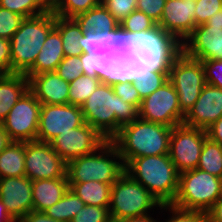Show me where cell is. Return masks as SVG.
<instances>
[{
    "label": "cell",
    "instance_id": "6da1fadb",
    "mask_svg": "<svg viewBox=\"0 0 222 222\" xmlns=\"http://www.w3.org/2000/svg\"><path fill=\"white\" fill-rule=\"evenodd\" d=\"M181 52V44L158 27L143 33L128 34V57L113 62L112 74L105 80L110 85L134 82L149 70H168Z\"/></svg>",
    "mask_w": 222,
    "mask_h": 222
},
{
    "label": "cell",
    "instance_id": "7a4b0ae2",
    "mask_svg": "<svg viewBox=\"0 0 222 222\" xmlns=\"http://www.w3.org/2000/svg\"><path fill=\"white\" fill-rule=\"evenodd\" d=\"M84 120L106 140H111L121 126L139 117V109L115 95L112 85L104 81L81 106Z\"/></svg>",
    "mask_w": 222,
    "mask_h": 222
},
{
    "label": "cell",
    "instance_id": "3957f363",
    "mask_svg": "<svg viewBox=\"0 0 222 222\" xmlns=\"http://www.w3.org/2000/svg\"><path fill=\"white\" fill-rule=\"evenodd\" d=\"M171 132L172 127L138 117L121 126L111 142L126 165L133 158L169 154Z\"/></svg>",
    "mask_w": 222,
    "mask_h": 222
},
{
    "label": "cell",
    "instance_id": "277c9868",
    "mask_svg": "<svg viewBox=\"0 0 222 222\" xmlns=\"http://www.w3.org/2000/svg\"><path fill=\"white\" fill-rule=\"evenodd\" d=\"M125 172L143 185L160 204H171L178 190L179 173L169 154L131 159Z\"/></svg>",
    "mask_w": 222,
    "mask_h": 222
},
{
    "label": "cell",
    "instance_id": "5b68a950",
    "mask_svg": "<svg viewBox=\"0 0 222 222\" xmlns=\"http://www.w3.org/2000/svg\"><path fill=\"white\" fill-rule=\"evenodd\" d=\"M55 27V14L25 18L10 39L11 74H25L35 63L49 32Z\"/></svg>",
    "mask_w": 222,
    "mask_h": 222
},
{
    "label": "cell",
    "instance_id": "8992f818",
    "mask_svg": "<svg viewBox=\"0 0 222 222\" xmlns=\"http://www.w3.org/2000/svg\"><path fill=\"white\" fill-rule=\"evenodd\" d=\"M124 172L122 156L111 140L96 151L69 161L66 170L69 183L99 181L111 186Z\"/></svg>",
    "mask_w": 222,
    "mask_h": 222
},
{
    "label": "cell",
    "instance_id": "52a82bcc",
    "mask_svg": "<svg viewBox=\"0 0 222 222\" xmlns=\"http://www.w3.org/2000/svg\"><path fill=\"white\" fill-rule=\"evenodd\" d=\"M160 206L159 201L126 172L111 187L109 211L112 222L158 213Z\"/></svg>",
    "mask_w": 222,
    "mask_h": 222
},
{
    "label": "cell",
    "instance_id": "ba28073f",
    "mask_svg": "<svg viewBox=\"0 0 222 222\" xmlns=\"http://www.w3.org/2000/svg\"><path fill=\"white\" fill-rule=\"evenodd\" d=\"M222 178L198 168L179 174L178 190L171 203L182 209L207 212L219 199Z\"/></svg>",
    "mask_w": 222,
    "mask_h": 222
},
{
    "label": "cell",
    "instance_id": "9c48e42d",
    "mask_svg": "<svg viewBox=\"0 0 222 222\" xmlns=\"http://www.w3.org/2000/svg\"><path fill=\"white\" fill-rule=\"evenodd\" d=\"M168 80L177 91L181 111L186 115L206 85L205 70L201 61L187 57L182 51L168 69Z\"/></svg>",
    "mask_w": 222,
    "mask_h": 222
},
{
    "label": "cell",
    "instance_id": "30bf717a",
    "mask_svg": "<svg viewBox=\"0 0 222 222\" xmlns=\"http://www.w3.org/2000/svg\"><path fill=\"white\" fill-rule=\"evenodd\" d=\"M206 138V130L191 127L184 123L172 128L169 157L179 174L197 168Z\"/></svg>",
    "mask_w": 222,
    "mask_h": 222
},
{
    "label": "cell",
    "instance_id": "8fae6325",
    "mask_svg": "<svg viewBox=\"0 0 222 222\" xmlns=\"http://www.w3.org/2000/svg\"><path fill=\"white\" fill-rule=\"evenodd\" d=\"M139 118L172 128L184 122L185 114L179 107L177 91L169 80L142 99Z\"/></svg>",
    "mask_w": 222,
    "mask_h": 222
},
{
    "label": "cell",
    "instance_id": "7c38bea8",
    "mask_svg": "<svg viewBox=\"0 0 222 222\" xmlns=\"http://www.w3.org/2000/svg\"><path fill=\"white\" fill-rule=\"evenodd\" d=\"M40 111L41 103L28 90L12 107L1 124L13 141H36Z\"/></svg>",
    "mask_w": 222,
    "mask_h": 222
},
{
    "label": "cell",
    "instance_id": "4fadbf2b",
    "mask_svg": "<svg viewBox=\"0 0 222 222\" xmlns=\"http://www.w3.org/2000/svg\"><path fill=\"white\" fill-rule=\"evenodd\" d=\"M67 163L56 153L51 143L25 142V176L31 181L68 178Z\"/></svg>",
    "mask_w": 222,
    "mask_h": 222
},
{
    "label": "cell",
    "instance_id": "5bb4252c",
    "mask_svg": "<svg viewBox=\"0 0 222 222\" xmlns=\"http://www.w3.org/2000/svg\"><path fill=\"white\" fill-rule=\"evenodd\" d=\"M85 123L82 109L72 104H41L37 139L51 143L60 133L78 128Z\"/></svg>",
    "mask_w": 222,
    "mask_h": 222
},
{
    "label": "cell",
    "instance_id": "9a60e30c",
    "mask_svg": "<svg viewBox=\"0 0 222 222\" xmlns=\"http://www.w3.org/2000/svg\"><path fill=\"white\" fill-rule=\"evenodd\" d=\"M106 141V138L85 122L78 128L60 133L51 142V145L56 153L68 163L75 158L96 151Z\"/></svg>",
    "mask_w": 222,
    "mask_h": 222
},
{
    "label": "cell",
    "instance_id": "2e32d148",
    "mask_svg": "<svg viewBox=\"0 0 222 222\" xmlns=\"http://www.w3.org/2000/svg\"><path fill=\"white\" fill-rule=\"evenodd\" d=\"M194 10L192 0H166L158 28L182 44L196 27Z\"/></svg>",
    "mask_w": 222,
    "mask_h": 222
},
{
    "label": "cell",
    "instance_id": "e0dca14e",
    "mask_svg": "<svg viewBox=\"0 0 222 222\" xmlns=\"http://www.w3.org/2000/svg\"><path fill=\"white\" fill-rule=\"evenodd\" d=\"M181 51L198 61L222 60V27L196 26L181 44Z\"/></svg>",
    "mask_w": 222,
    "mask_h": 222
},
{
    "label": "cell",
    "instance_id": "ac0fdd59",
    "mask_svg": "<svg viewBox=\"0 0 222 222\" xmlns=\"http://www.w3.org/2000/svg\"><path fill=\"white\" fill-rule=\"evenodd\" d=\"M79 46L82 53L119 62L128 57V34L120 29L113 33H83Z\"/></svg>",
    "mask_w": 222,
    "mask_h": 222
},
{
    "label": "cell",
    "instance_id": "d6986e66",
    "mask_svg": "<svg viewBox=\"0 0 222 222\" xmlns=\"http://www.w3.org/2000/svg\"><path fill=\"white\" fill-rule=\"evenodd\" d=\"M0 199L16 221L33 211L32 181L26 177L0 178Z\"/></svg>",
    "mask_w": 222,
    "mask_h": 222
},
{
    "label": "cell",
    "instance_id": "ffe728a7",
    "mask_svg": "<svg viewBox=\"0 0 222 222\" xmlns=\"http://www.w3.org/2000/svg\"><path fill=\"white\" fill-rule=\"evenodd\" d=\"M222 116V88L206 84L187 112L184 124L206 130Z\"/></svg>",
    "mask_w": 222,
    "mask_h": 222
},
{
    "label": "cell",
    "instance_id": "44dd1931",
    "mask_svg": "<svg viewBox=\"0 0 222 222\" xmlns=\"http://www.w3.org/2000/svg\"><path fill=\"white\" fill-rule=\"evenodd\" d=\"M69 82L55 71L33 75L29 79V90L41 104H68Z\"/></svg>",
    "mask_w": 222,
    "mask_h": 222
},
{
    "label": "cell",
    "instance_id": "7402d4cb",
    "mask_svg": "<svg viewBox=\"0 0 222 222\" xmlns=\"http://www.w3.org/2000/svg\"><path fill=\"white\" fill-rule=\"evenodd\" d=\"M64 58L60 32L54 27L48 34L33 66L24 74L28 79L33 75L53 72Z\"/></svg>",
    "mask_w": 222,
    "mask_h": 222
},
{
    "label": "cell",
    "instance_id": "603a6c76",
    "mask_svg": "<svg viewBox=\"0 0 222 222\" xmlns=\"http://www.w3.org/2000/svg\"><path fill=\"white\" fill-rule=\"evenodd\" d=\"M68 189V178L32 181L33 211L44 212L58 202Z\"/></svg>",
    "mask_w": 222,
    "mask_h": 222
},
{
    "label": "cell",
    "instance_id": "cb8c5ba5",
    "mask_svg": "<svg viewBox=\"0 0 222 222\" xmlns=\"http://www.w3.org/2000/svg\"><path fill=\"white\" fill-rule=\"evenodd\" d=\"M28 90L29 79L24 74H0V124Z\"/></svg>",
    "mask_w": 222,
    "mask_h": 222
},
{
    "label": "cell",
    "instance_id": "d4e9b609",
    "mask_svg": "<svg viewBox=\"0 0 222 222\" xmlns=\"http://www.w3.org/2000/svg\"><path fill=\"white\" fill-rule=\"evenodd\" d=\"M73 19L83 33H113L119 30V22L102 4L76 15Z\"/></svg>",
    "mask_w": 222,
    "mask_h": 222
},
{
    "label": "cell",
    "instance_id": "484cf974",
    "mask_svg": "<svg viewBox=\"0 0 222 222\" xmlns=\"http://www.w3.org/2000/svg\"><path fill=\"white\" fill-rule=\"evenodd\" d=\"M111 185L99 181L69 183V189L86 205L107 207L110 205Z\"/></svg>",
    "mask_w": 222,
    "mask_h": 222
},
{
    "label": "cell",
    "instance_id": "4316f807",
    "mask_svg": "<svg viewBox=\"0 0 222 222\" xmlns=\"http://www.w3.org/2000/svg\"><path fill=\"white\" fill-rule=\"evenodd\" d=\"M25 176V142L13 141L0 153V178Z\"/></svg>",
    "mask_w": 222,
    "mask_h": 222
},
{
    "label": "cell",
    "instance_id": "83f0119b",
    "mask_svg": "<svg viewBox=\"0 0 222 222\" xmlns=\"http://www.w3.org/2000/svg\"><path fill=\"white\" fill-rule=\"evenodd\" d=\"M55 28L61 35L64 57L81 55L79 40L83 32L77 22L73 18L55 15Z\"/></svg>",
    "mask_w": 222,
    "mask_h": 222
},
{
    "label": "cell",
    "instance_id": "f1b7e54d",
    "mask_svg": "<svg viewBox=\"0 0 222 222\" xmlns=\"http://www.w3.org/2000/svg\"><path fill=\"white\" fill-rule=\"evenodd\" d=\"M85 205L75 193L68 189L58 202L47 208L44 212L55 220L71 222L76 213Z\"/></svg>",
    "mask_w": 222,
    "mask_h": 222
},
{
    "label": "cell",
    "instance_id": "f546056e",
    "mask_svg": "<svg viewBox=\"0 0 222 222\" xmlns=\"http://www.w3.org/2000/svg\"><path fill=\"white\" fill-rule=\"evenodd\" d=\"M102 82L94 75L82 74L77 77L69 83L68 103L81 107Z\"/></svg>",
    "mask_w": 222,
    "mask_h": 222
},
{
    "label": "cell",
    "instance_id": "4dcf8cb0",
    "mask_svg": "<svg viewBox=\"0 0 222 222\" xmlns=\"http://www.w3.org/2000/svg\"><path fill=\"white\" fill-rule=\"evenodd\" d=\"M197 168L222 178V146L207 137Z\"/></svg>",
    "mask_w": 222,
    "mask_h": 222
},
{
    "label": "cell",
    "instance_id": "1f68e13d",
    "mask_svg": "<svg viewBox=\"0 0 222 222\" xmlns=\"http://www.w3.org/2000/svg\"><path fill=\"white\" fill-rule=\"evenodd\" d=\"M158 214L163 215L159 217ZM158 214L157 222H208L206 212L182 209L177 206H174L173 204H161Z\"/></svg>",
    "mask_w": 222,
    "mask_h": 222
},
{
    "label": "cell",
    "instance_id": "d6a6232c",
    "mask_svg": "<svg viewBox=\"0 0 222 222\" xmlns=\"http://www.w3.org/2000/svg\"><path fill=\"white\" fill-rule=\"evenodd\" d=\"M0 6L25 18L43 14L51 9L44 0H0Z\"/></svg>",
    "mask_w": 222,
    "mask_h": 222
},
{
    "label": "cell",
    "instance_id": "836d02e7",
    "mask_svg": "<svg viewBox=\"0 0 222 222\" xmlns=\"http://www.w3.org/2000/svg\"><path fill=\"white\" fill-rule=\"evenodd\" d=\"M101 3L102 0H58L51 10L56 16L74 18L80 13L101 5Z\"/></svg>",
    "mask_w": 222,
    "mask_h": 222
},
{
    "label": "cell",
    "instance_id": "e575fe53",
    "mask_svg": "<svg viewBox=\"0 0 222 222\" xmlns=\"http://www.w3.org/2000/svg\"><path fill=\"white\" fill-rule=\"evenodd\" d=\"M168 81V70H149L133 84L142 99L149 96Z\"/></svg>",
    "mask_w": 222,
    "mask_h": 222
},
{
    "label": "cell",
    "instance_id": "d590c367",
    "mask_svg": "<svg viewBox=\"0 0 222 222\" xmlns=\"http://www.w3.org/2000/svg\"><path fill=\"white\" fill-rule=\"evenodd\" d=\"M157 23L149 18L144 12L138 10L130 13L123 21L119 23V29L127 34L143 33L155 30Z\"/></svg>",
    "mask_w": 222,
    "mask_h": 222
},
{
    "label": "cell",
    "instance_id": "8d00e7d4",
    "mask_svg": "<svg viewBox=\"0 0 222 222\" xmlns=\"http://www.w3.org/2000/svg\"><path fill=\"white\" fill-rule=\"evenodd\" d=\"M80 61L83 66V74L94 75L102 81L112 74L113 62L105 60L103 57L82 53Z\"/></svg>",
    "mask_w": 222,
    "mask_h": 222
},
{
    "label": "cell",
    "instance_id": "74e56055",
    "mask_svg": "<svg viewBox=\"0 0 222 222\" xmlns=\"http://www.w3.org/2000/svg\"><path fill=\"white\" fill-rule=\"evenodd\" d=\"M25 17L0 6V37L10 40Z\"/></svg>",
    "mask_w": 222,
    "mask_h": 222
},
{
    "label": "cell",
    "instance_id": "f35d334b",
    "mask_svg": "<svg viewBox=\"0 0 222 222\" xmlns=\"http://www.w3.org/2000/svg\"><path fill=\"white\" fill-rule=\"evenodd\" d=\"M71 222H112L109 208L85 205Z\"/></svg>",
    "mask_w": 222,
    "mask_h": 222
},
{
    "label": "cell",
    "instance_id": "ab89813d",
    "mask_svg": "<svg viewBox=\"0 0 222 222\" xmlns=\"http://www.w3.org/2000/svg\"><path fill=\"white\" fill-rule=\"evenodd\" d=\"M55 72L67 82L74 81L83 74V66L80 61V55L64 57L59 63Z\"/></svg>",
    "mask_w": 222,
    "mask_h": 222
},
{
    "label": "cell",
    "instance_id": "60d3db41",
    "mask_svg": "<svg viewBox=\"0 0 222 222\" xmlns=\"http://www.w3.org/2000/svg\"><path fill=\"white\" fill-rule=\"evenodd\" d=\"M120 23L130 13L137 10V0H102L101 3Z\"/></svg>",
    "mask_w": 222,
    "mask_h": 222
},
{
    "label": "cell",
    "instance_id": "b9f144b4",
    "mask_svg": "<svg viewBox=\"0 0 222 222\" xmlns=\"http://www.w3.org/2000/svg\"><path fill=\"white\" fill-rule=\"evenodd\" d=\"M222 9V0H197L195 2V26L205 24L214 13Z\"/></svg>",
    "mask_w": 222,
    "mask_h": 222
},
{
    "label": "cell",
    "instance_id": "7bdbcfd3",
    "mask_svg": "<svg viewBox=\"0 0 222 222\" xmlns=\"http://www.w3.org/2000/svg\"><path fill=\"white\" fill-rule=\"evenodd\" d=\"M115 95L119 96L122 101L135 105L138 109L141 105L142 98L132 82H121L112 85Z\"/></svg>",
    "mask_w": 222,
    "mask_h": 222
},
{
    "label": "cell",
    "instance_id": "ee69618b",
    "mask_svg": "<svg viewBox=\"0 0 222 222\" xmlns=\"http://www.w3.org/2000/svg\"><path fill=\"white\" fill-rule=\"evenodd\" d=\"M205 70L206 84L222 88V60L201 61Z\"/></svg>",
    "mask_w": 222,
    "mask_h": 222
},
{
    "label": "cell",
    "instance_id": "f6af8a7d",
    "mask_svg": "<svg viewBox=\"0 0 222 222\" xmlns=\"http://www.w3.org/2000/svg\"><path fill=\"white\" fill-rule=\"evenodd\" d=\"M165 4L166 0H137L136 9L144 12L158 24L161 20Z\"/></svg>",
    "mask_w": 222,
    "mask_h": 222
},
{
    "label": "cell",
    "instance_id": "bcb514c9",
    "mask_svg": "<svg viewBox=\"0 0 222 222\" xmlns=\"http://www.w3.org/2000/svg\"><path fill=\"white\" fill-rule=\"evenodd\" d=\"M0 74H11L10 40L0 37Z\"/></svg>",
    "mask_w": 222,
    "mask_h": 222
},
{
    "label": "cell",
    "instance_id": "7dc6e473",
    "mask_svg": "<svg viewBox=\"0 0 222 222\" xmlns=\"http://www.w3.org/2000/svg\"><path fill=\"white\" fill-rule=\"evenodd\" d=\"M207 137L222 146V116L206 129Z\"/></svg>",
    "mask_w": 222,
    "mask_h": 222
},
{
    "label": "cell",
    "instance_id": "c3c4849f",
    "mask_svg": "<svg viewBox=\"0 0 222 222\" xmlns=\"http://www.w3.org/2000/svg\"><path fill=\"white\" fill-rule=\"evenodd\" d=\"M18 222H62L49 217L45 212L31 211Z\"/></svg>",
    "mask_w": 222,
    "mask_h": 222
},
{
    "label": "cell",
    "instance_id": "681fc988",
    "mask_svg": "<svg viewBox=\"0 0 222 222\" xmlns=\"http://www.w3.org/2000/svg\"><path fill=\"white\" fill-rule=\"evenodd\" d=\"M206 213L208 222H222V199H218Z\"/></svg>",
    "mask_w": 222,
    "mask_h": 222
},
{
    "label": "cell",
    "instance_id": "f907efd6",
    "mask_svg": "<svg viewBox=\"0 0 222 222\" xmlns=\"http://www.w3.org/2000/svg\"><path fill=\"white\" fill-rule=\"evenodd\" d=\"M13 140L10 138L8 133L4 130L2 124H0V153L8 147Z\"/></svg>",
    "mask_w": 222,
    "mask_h": 222
},
{
    "label": "cell",
    "instance_id": "816d5d0a",
    "mask_svg": "<svg viewBox=\"0 0 222 222\" xmlns=\"http://www.w3.org/2000/svg\"><path fill=\"white\" fill-rule=\"evenodd\" d=\"M155 214H156V218L154 216ZM116 222H157V213H153V214L145 215L141 217L125 218L123 220L116 221Z\"/></svg>",
    "mask_w": 222,
    "mask_h": 222
},
{
    "label": "cell",
    "instance_id": "f5cc1de1",
    "mask_svg": "<svg viewBox=\"0 0 222 222\" xmlns=\"http://www.w3.org/2000/svg\"><path fill=\"white\" fill-rule=\"evenodd\" d=\"M208 26L222 27V9L214 13L212 17L206 22Z\"/></svg>",
    "mask_w": 222,
    "mask_h": 222
},
{
    "label": "cell",
    "instance_id": "db71d44e",
    "mask_svg": "<svg viewBox=\"0 0 222 222\" xmlns=\"http://www.w3.org/2000/svg\"><path fill=\"white\" fill-rule=\"evenodd\" d=\"M0 222H18L14 220L7 212L6 206L0 199Z\"/></svg>",
    "mask_w": 222,
    "mask_h": 222
},
{
    "label": "cell",
    "instance_id": "11a10c76",
    "mask_svg": "<svg viewBox=\"0 0 222 222\" xmlns=\"http://www.w3.org/2000/svg\"><path fill=\"white\" fill-rule=\"evenodd\" d=\"M46 2V4L52 8L57 2L58 0H44Z\"/></svg>",
    "mask_w": 222,
    "mask_h": 222
},
{
    "label": "cell",
    "instance_id": "9f6ffc18",
    "mask_svg": "<svg viewBox=\"0 0 222 222\" xmlns=\"http://www.w3.org/2000/svg\"><path fill=\"white\" fill-rule=\"evenodd\" d=\"M219 199H222V180H221L220 189H219Z\"/></svg>",
    "mask_w": 222,
    "mask_h": 222
}]
</instances>
